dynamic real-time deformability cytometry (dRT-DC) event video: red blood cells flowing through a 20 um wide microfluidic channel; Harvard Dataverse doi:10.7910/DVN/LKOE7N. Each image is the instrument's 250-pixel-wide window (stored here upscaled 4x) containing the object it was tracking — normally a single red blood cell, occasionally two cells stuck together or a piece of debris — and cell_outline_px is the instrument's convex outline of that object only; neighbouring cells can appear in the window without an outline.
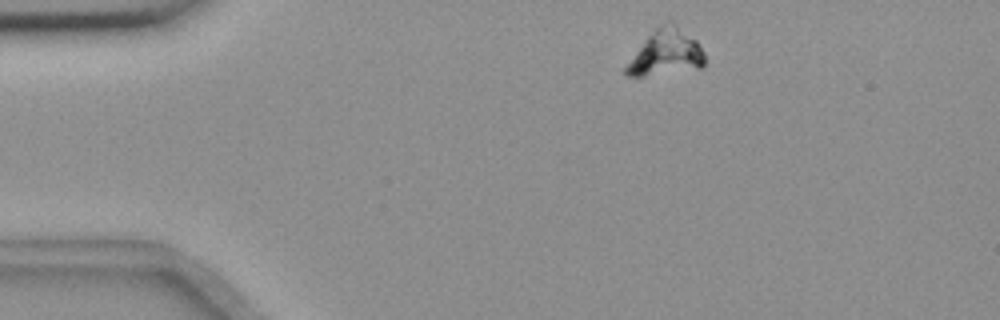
{"species": "common noctule bat (a hibernating species)", "species_latin": "Nyctalus noctula", "temperature_condition": "room temperature", "stored_images_in_passage": 4, "camera_frame_rate_fps": 3000, "um_per_image_px": 0.085, "animal": {"sex": "female", "body_mass_g": 18.4}, "frame": {"image": 1, "passage_image": 1, "time_ms": 0.0, "image_size_px": [1000, 320], "cell_outline_px": [[704, 68], [644, 76], [628, 76], [624, 72], [624, 68], [644, 40], [656, 28], [668, 20], [676, 24], [696, 40], [704, 52]], "centroid_in_image_um": [56.62, 4.49], "position_along_channel_um": 28.4, "area_um2": 20.75}}